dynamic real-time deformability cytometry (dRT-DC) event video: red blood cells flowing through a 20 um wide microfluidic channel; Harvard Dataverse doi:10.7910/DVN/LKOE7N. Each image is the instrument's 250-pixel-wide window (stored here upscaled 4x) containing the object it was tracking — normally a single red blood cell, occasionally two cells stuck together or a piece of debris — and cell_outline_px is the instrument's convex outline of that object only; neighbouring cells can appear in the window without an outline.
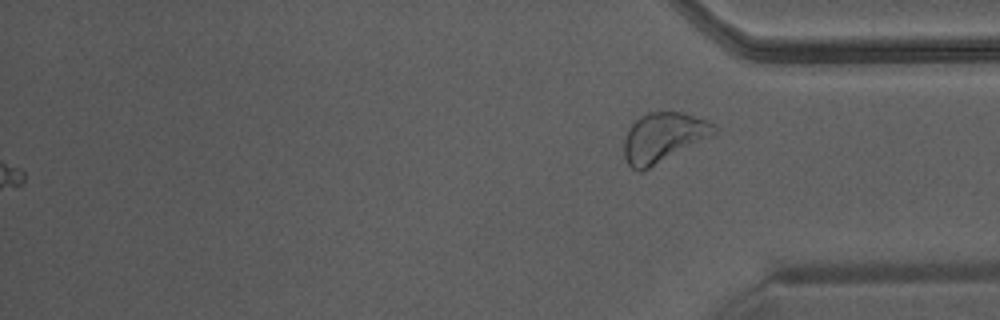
{"species": "Egyptian fruit bat (a non-hibernating species)", "species_latin": "Rousettus aegyptiacus", "temperature_condition": "warm", "stored_images_in_passage": 51, "camera_frame_rate_fps": 3000, "um_per_image_px": 0.085, "animal": {"sex": "male"}, "frame": {"image": 1, "passage_image": 51, "time_ms": 16.667, "image_size_px": [1000, 320], "cell_outline_px": [[720, 128], [716, 132], [648, 168], [640, 172], [632, 168], [628, 164], [624, 156], [624, 136], [628, 128], [640, 116], [648, 112], [680, 112], [708, 120], [716, 124]], "centroid_in_image_um": [56.34, 11.64], "position_along_channel_um": 378.9, "area_um2": 25.49}}